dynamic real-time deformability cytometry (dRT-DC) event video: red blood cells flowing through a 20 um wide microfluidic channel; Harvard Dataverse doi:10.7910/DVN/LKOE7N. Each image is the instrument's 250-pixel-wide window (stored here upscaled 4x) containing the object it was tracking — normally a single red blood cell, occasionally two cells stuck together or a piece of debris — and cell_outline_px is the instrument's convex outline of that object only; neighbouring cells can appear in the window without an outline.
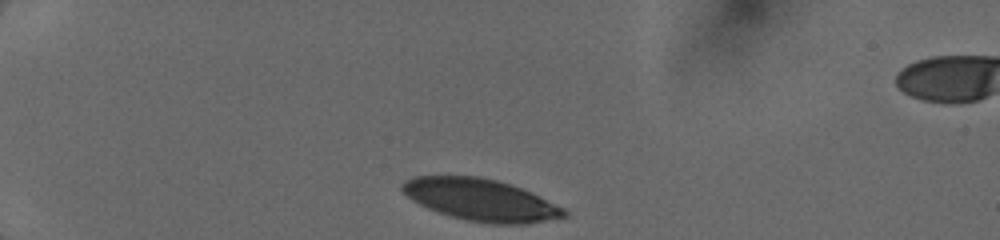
{"species": "human", "species_latin": "Homo sapiens", "temperature_condition": "cold", "stored_images_in_passage": 10, "camera_frame_rate_fps": 3000, "um_per_image_px": 0.085, "donor": {"sex": "female"}, "frame": {"image": 1, "passage_image": 1, "time_ms": 0.0, "image_size_px": [1000, 240], "cell_outline_px": [[568, 216], [528, 224], [488, 224], [464, 220], [428, 208], [412, 200], [400, 188], [400, 184], [404, 180], [412, 176], [480, 176], [496, 180], [520, 188], [564, 208], [568, 212]], "centroid_in_image_um": [40.84, 16.99], "position_along_channel_um": 44.2, "area_um2": 39.36}}